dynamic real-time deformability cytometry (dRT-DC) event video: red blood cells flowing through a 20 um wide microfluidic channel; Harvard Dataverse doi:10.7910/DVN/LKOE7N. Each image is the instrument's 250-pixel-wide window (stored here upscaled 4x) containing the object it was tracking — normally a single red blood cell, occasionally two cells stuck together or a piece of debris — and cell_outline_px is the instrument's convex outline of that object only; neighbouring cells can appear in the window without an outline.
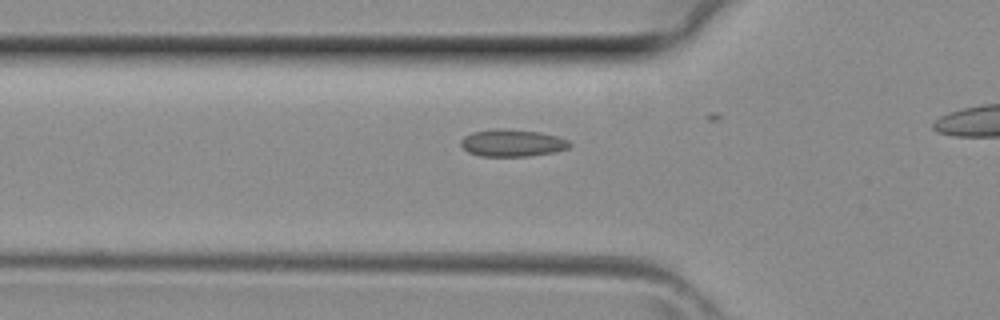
{"species": "common noctule bat (a hibernating species)", "species_latin": "Nyctalus noctula", "temperature_condition": "room temperature", "stored_images_in_passage": 32, "camera_frame_rate_fps": 3000, "um_per_image_px": 0.085, "animal": {"sex": "female", "body_mass_g": 29.2, "forearm_length_mm": 56.3}, "frame": {"image": 1, "passage_image": 9, "time_ms": 2.667, "image_size_px": [1000, 320], "cell_outline_px": [[572, 144], [568, 148], [556, 152], [528, 156], [480, 156], [468, 152], [460, 144], [460, 140], [464, 136], [472, 132], [496, 128], [500, 128], [540, 132], [556, 136], [568, 140]], "centroid_in_image_um": [43.53, 12.15], "position_along_channel_um": 82.3, "area_um2": 17.28}}
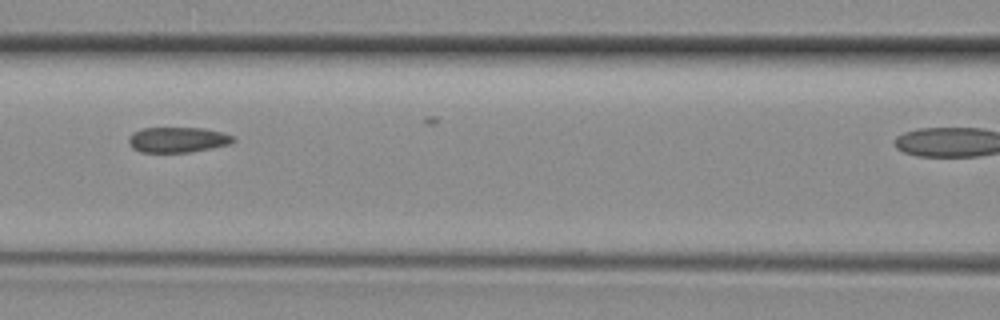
{"frame": {"image": 2, "passage_image": 13, "time_ms": 4.0, "image_size_px": [1000, 320], "cell_outline_px": [[236, 140], [228, 144], [192, 152], [140, 152], [132, 148], [128, 144], [128, 136], [132, 132], [140, 128], [204, 128], [236, 136]], "centroid_in_image_um": [15.06, 11.87], "position_along_channel_um": 151.5, "area_um2": 15.61}}
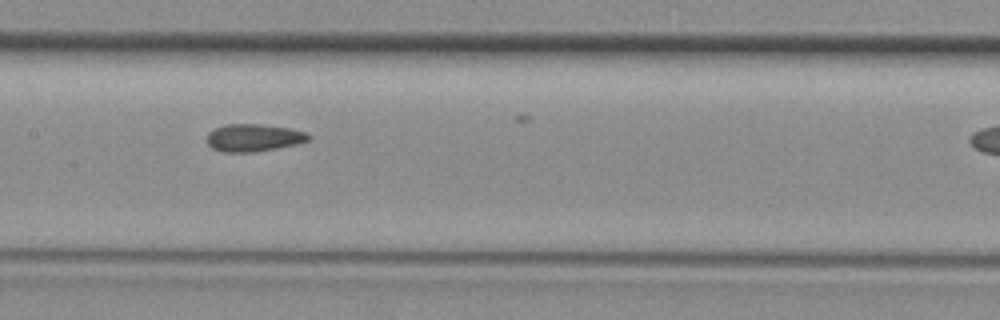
{"frame": {"image": 3, "passage_image": 15, "time_ms": 4.667, "image_size_px": [1000, 320], "cell_outline_px": [[312, 136], [308, 140], [296, 144], [276, 148], [252, 152], [224, 152], [212, 148], [208, 144], [208, 132], [224, 124], [256, 124], [288, 128], [304, 132]], "centroid_in_image_um": [21.53, 11.71], "position_along_channel_um": 185.9, "area_um2": 16.01}}